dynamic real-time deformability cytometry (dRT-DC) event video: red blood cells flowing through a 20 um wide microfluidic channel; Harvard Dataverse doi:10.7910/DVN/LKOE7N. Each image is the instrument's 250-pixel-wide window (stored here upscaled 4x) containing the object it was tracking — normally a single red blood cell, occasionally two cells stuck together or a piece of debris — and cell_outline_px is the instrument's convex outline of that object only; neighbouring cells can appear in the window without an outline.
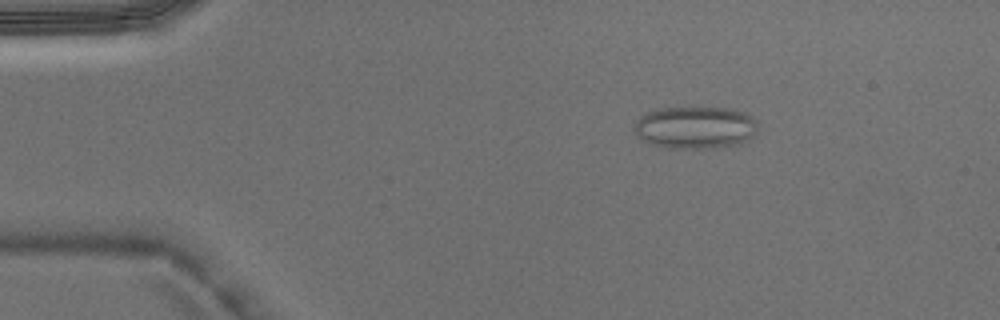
{"species": "Egyptian fruit bat (a non-hibernating species)", "species_latin": "Rousettus aegyptiacus", "temperature_condition": "warm", "stored_images_in_passage": 5, "camera_frame_rate_fps": 3000, "um_per_image_px": 0.085, "animal": {"sex": "male"}, "frame": {"image": 1, "passage_image": 3, "time_ms": 0.667, "image_size_px": [1000, 320], "cell_outline_px": [[760, 124], [756, 132], [752, 136], [740, 144], [728, 148], [668, 148], [652, 144], [640, 140], [632, 132], [632, 128], [636, 120], [644, 112], [656, 108], [728, 108], [744, 112], [752, 116]], "centroid_in_image_um": [59.08, 10.85], "position_along_channel_um": 25.9, "area_um2": 31.33}}